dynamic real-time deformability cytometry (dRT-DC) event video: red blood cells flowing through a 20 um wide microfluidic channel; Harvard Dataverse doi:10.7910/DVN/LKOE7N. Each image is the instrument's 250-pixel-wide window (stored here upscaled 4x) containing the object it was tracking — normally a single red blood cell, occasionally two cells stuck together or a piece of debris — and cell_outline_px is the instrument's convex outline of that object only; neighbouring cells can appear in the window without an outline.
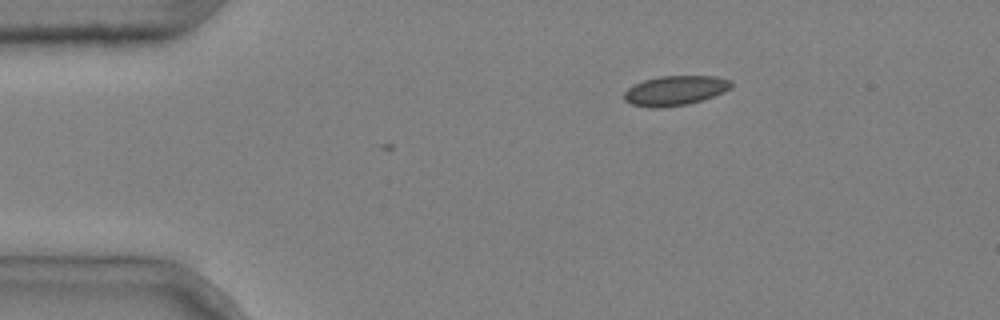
{"species": "common noctule bat (a hibernating species)", "species_latin": "Nyctalus noctula", "temperature_condition": "cold", "stored_images_in_passage": 6, "camera_frame_rate_fps": 3000, "um_per_image_px": 0.085, "animal": {"sex": "male", "body_mass_g": 20.4}, "frame": {"image": 1, "passage_image": 6, "time_ms": 1.667, "image_size_px": [1000, 320], "cell_outline_px": [[732, 88], [724, 92], [688, 104], [660, 108], [648, 108], [632, 104], [624, 100], [624, 92], [628, 88], [644, 80], [660, 76], [716, 76], [732, 80]], "centroid_in_image_um": [57.4, 7.7], "position_along_channel_um": 27.6, "area_um2": 18.55}}